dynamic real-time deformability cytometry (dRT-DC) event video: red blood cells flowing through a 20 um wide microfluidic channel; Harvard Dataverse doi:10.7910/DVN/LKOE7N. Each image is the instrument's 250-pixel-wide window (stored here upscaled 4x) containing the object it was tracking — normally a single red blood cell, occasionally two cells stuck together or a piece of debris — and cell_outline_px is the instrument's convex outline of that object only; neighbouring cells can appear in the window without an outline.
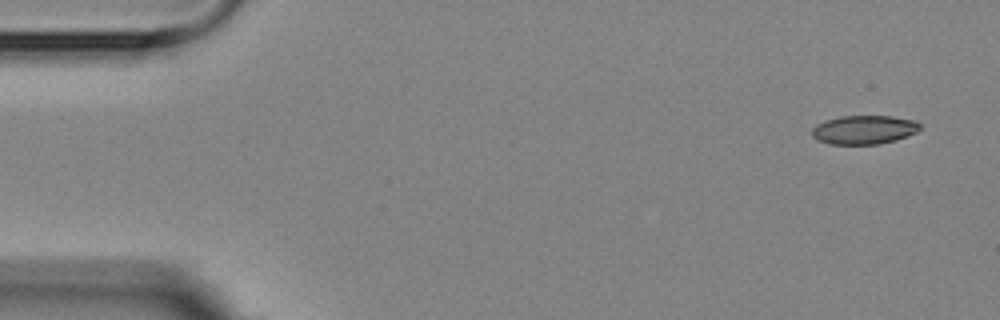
{"species": "Egyptian fruit bat (a non-hibernating species)", "species_latin": "Rousettus aegyptiacus", "temperature_condition": "room temperature", "stored_images_in_passage": 14, "camera_frame_rate_fps": 3000, "um_per_image_px": 0.085, "animal": {"sex": "female"}, "frame": {"image": 1, "passage_image": 1, "time_ms": 0.0, "image_size_px": [1000, 320], "cell_outline_px": [[920, 128], [916, 132], [908, 136], [896, 140], [880, 144], [828, 144], [816, 140], [812, 136], [812, 128], [816, 124], [824, 120], [840, 116], [892, 116], [916, 120], [920, 124]], "centroid_in_image_um": [73.43, 11.03], "position_along_channel_um": 11.6, "area_um2": 18.38}}
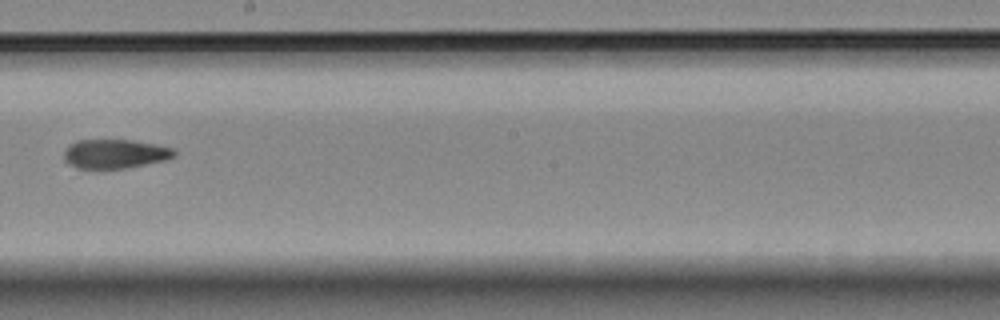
{"frame": {"image": 2, "passage_image": 8, "time_ms": 9.333, "image_size_px": [1000, 320], "cell_outline_px": [[176, 156], [164, 160], [124, 168], [80, 168], [68, 164], [64, 160], [64, 152], [68, 144], [76, 140], [132, 140], [156, 144], [176, 148]], "centroid_in_image_um": [9.77, 13.06], "position_along_channel_um": 238.4, "area_um2": 18.73}}
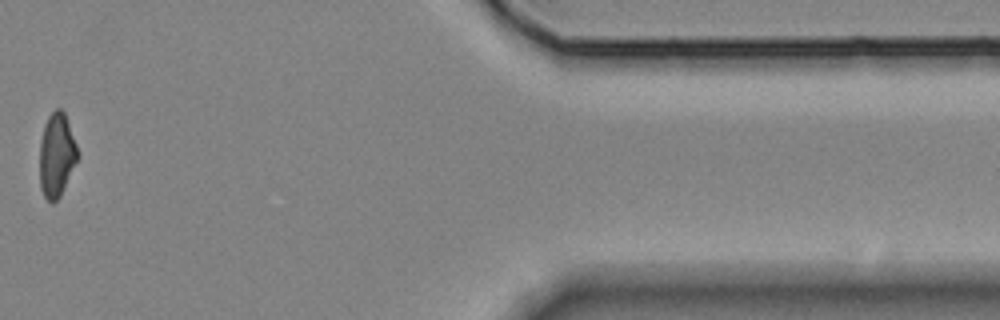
{"frame": {"image": 3, "passage_image": 13, "time_ms": 15.333, "image_size_px": [1000, 320], "cell_outline_px": [[80, 156], [60, 196], [52, 204], [44, 196], [40, 188], [40, 140], [44, 124], [48, 116], [56, 108], [60, 108], [64, 112], [76, 144]], "centroid_in_image_um": [4.81, 13.19], "position_along_channel_um": 406.6, "area_um2": 18.61}}